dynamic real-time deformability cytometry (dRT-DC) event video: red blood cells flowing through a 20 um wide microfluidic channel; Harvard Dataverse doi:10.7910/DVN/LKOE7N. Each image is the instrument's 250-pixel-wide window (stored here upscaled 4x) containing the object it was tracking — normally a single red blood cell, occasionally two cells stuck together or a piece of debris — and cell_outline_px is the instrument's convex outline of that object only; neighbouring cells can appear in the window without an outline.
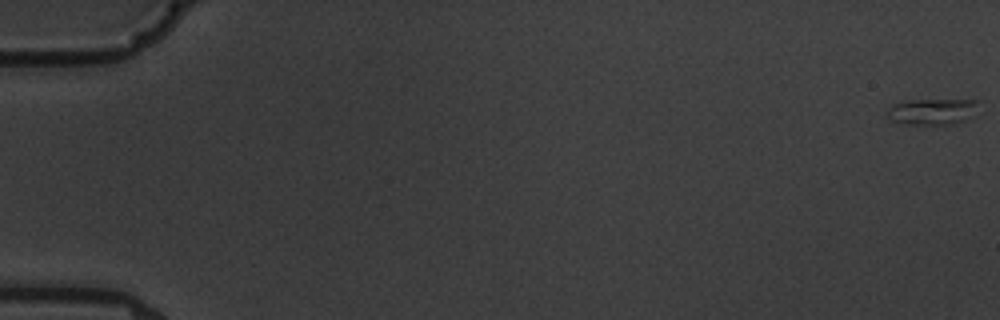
{"species": "common noctule bat (a hibernating species)", "species_latin": "Nyctalus noctula", "temperature_condition": "warm", "stored_images_in_passage": 11, "camera_frame_rate_fps": 3000, "um_per_image_px": 0.085, "animal": {"sex": "male", "body_mass_g": 19.5, "forearm_length_mm": 54.6}, "frame": {"image": 1, "passage_image": 1, "time_ms": 0.0, "image_size_px": [1000, 320], "cell_outline_px": [[976, 100], [964, 120], [956, 124], [904, 124], [892, 120], [888, 116], [888, 108], [892, 104], [900, 100]], "centroid_in_image_um": [79.05, 9.48], "position_along_channel_um": 5.9, "area_um2": 13.29}}
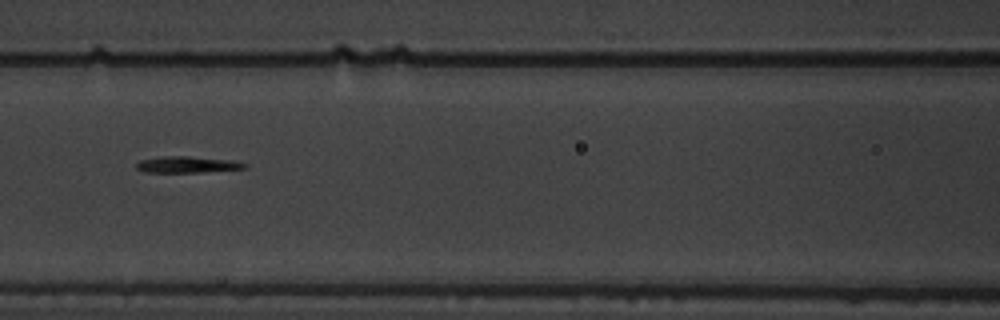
{"frame": {"image": 2, "passage_image": 8, "time_ms": 9.0, "image_size_px": [1000, 320], "cell_outline_px": [[248, 168], [200, 172], [144, 172], [136, 168], [136, 164], [140, 160], [160, 156], [188, 156], [232, 160], [248, 164]], "centroid_in_image_um": [15.92, 13.98], "position_along_channel_um": 150.7, "area_um2": 10.35}}